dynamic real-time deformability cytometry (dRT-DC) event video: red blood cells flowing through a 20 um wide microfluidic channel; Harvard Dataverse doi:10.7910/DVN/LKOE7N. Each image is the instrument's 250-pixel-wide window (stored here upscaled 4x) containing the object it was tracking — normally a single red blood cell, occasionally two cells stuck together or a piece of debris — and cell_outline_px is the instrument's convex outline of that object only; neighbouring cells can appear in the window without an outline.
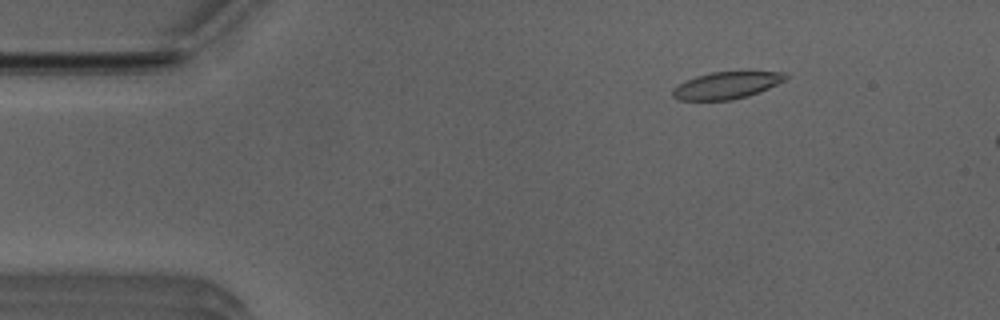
{"species": "Egyptian fruit bat (a non-hibernating species)", "species_latin": "Rousettus aegyptiacus", "temperature_condition": "room temperature", "stored_images_in_passage": 13, "camera_frame_rate_fps": 3000, "um_per_image_px": 0.085, "animal": {"sex": "male"}, "frame": {"image": 1, "passage_image": 8, "time_ms": 2.333, "image_size_px": [1000, 320], "cell_outline_px": [[788, 76], [784, 80], [768, 88], [748, 96], [732, 100], [680, 100], [672, 96], [672, 88], [696, 76], [712, 72], [784, 72]], "centroid_in_image_um": [61.73, 7.26], "position_along_channel_um": 23.3, "area_um2": 17.46}}